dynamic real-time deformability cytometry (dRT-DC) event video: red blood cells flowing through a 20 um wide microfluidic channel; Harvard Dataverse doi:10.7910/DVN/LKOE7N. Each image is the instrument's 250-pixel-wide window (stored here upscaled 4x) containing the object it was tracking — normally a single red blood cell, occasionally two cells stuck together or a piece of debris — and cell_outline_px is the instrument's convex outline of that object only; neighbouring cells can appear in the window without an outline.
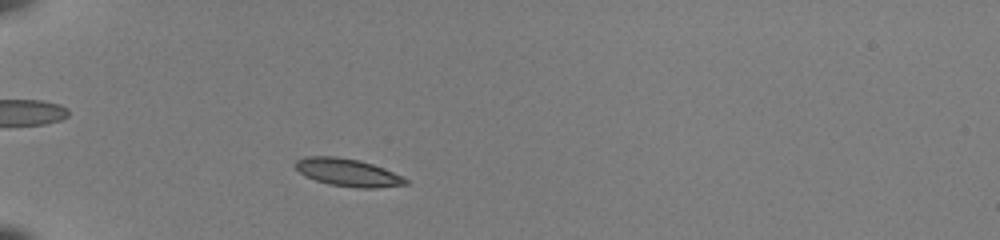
{"species": "common noctule bat (a hibernating species)", "species_latin": "Nyctalus noctula", "temperature_condition": "room temperature", "stored_images_in_passage": 41, "camera_frame_rate_fps": 3000, "um_per_image_px": 0.085, "animal": {"sex": "female", "body_mass_g": 22.0, "forearm_length_mm": 56.7}, "frame": {"image": 1, "passage_image": 6, "time_ms": 1.667, "image_size_px": [1000, 240], "cell_outline_px": [[408, 184], [376, 188], [360, 188], [328, 184], [304, 176], [292, 164], [296, 160], [304, 156], [336, 156], [360, 160], [384, 168], [404, 176], [408, 180]], "centroid_in_image_um": [29.55, 14.65], "position_along_channel_um": 55.4, "area_um2": 17.98}}
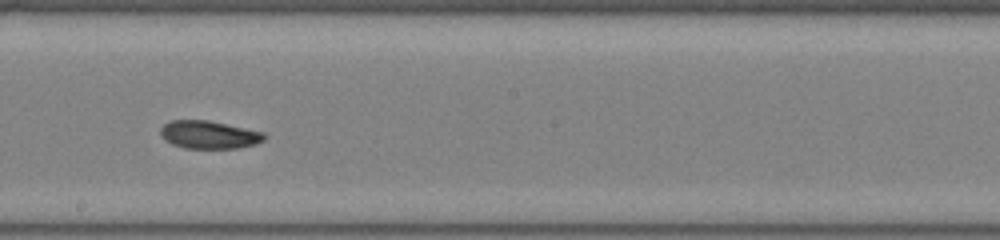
{"frame": {"image": 2, "passage_image": 21, "time_ms": 6.667, "image_size_px": [1000, 240], "cell_outline_px": [[264, 140], [256, 144], [236, 148], [184, 148], [172, 144], [164, 140], [160, 136], [160, 128], [164, 124], [172, 120], [208, 120], [264, 132]], "centroid_in_image_um": [17.73, 11.45], "position_along_channel_um": 230.5, "area_um2": 16.88}}
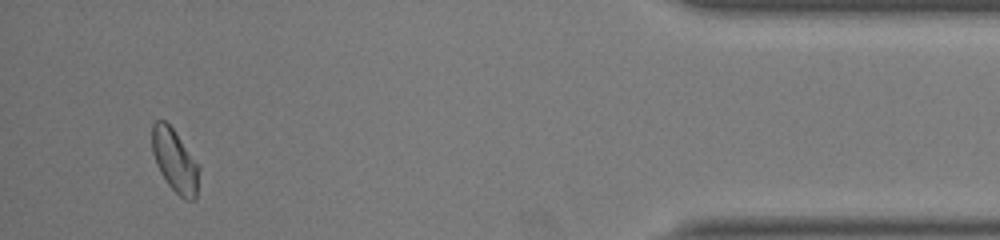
{"frame": {"image": 3, "passage_image": 39, "time_ms": 12.667, "image_size_px": [1000, 240], "cell_outline_px": [[200, 168], [196, 200], [184, 200], [168, 184], [160, 172], [156, 164], [152, 152], [152, 124], [156, 120], [164, 120], [172, 128], [200, 164]], "centroid_in_image_um": [14.88, 13.67], "position_along_channel_um": 420.3, "area_um2": 17.4}, "authors_computed_cell_mechanics": {"area_um2": 17.051, "velocity_mm_per_s": 3.9784, "shape_relaxation_time_tau1_ms": null, "shape_relaxation_time_tau2_ms": 2.3749, "deformation_change_tau1": null, "deformation_change_tau2": 0.0652}}